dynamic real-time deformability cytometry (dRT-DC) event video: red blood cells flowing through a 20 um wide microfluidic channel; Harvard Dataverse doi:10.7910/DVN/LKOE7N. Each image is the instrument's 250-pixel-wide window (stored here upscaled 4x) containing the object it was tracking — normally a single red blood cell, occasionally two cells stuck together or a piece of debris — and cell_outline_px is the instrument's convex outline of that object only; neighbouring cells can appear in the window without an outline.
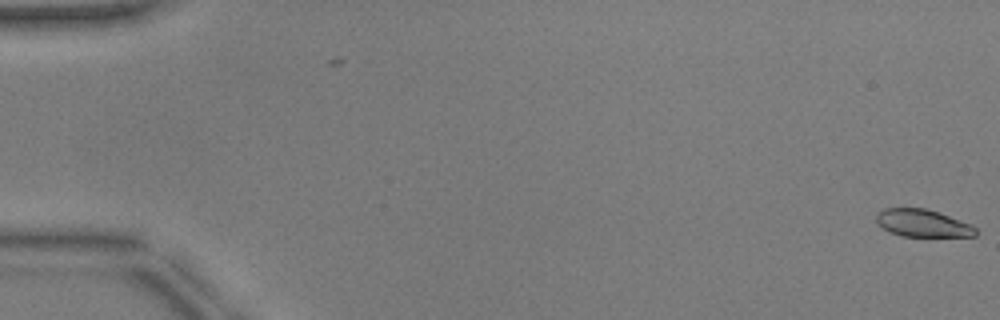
{"species": "common noctule bat (a hibernating species)", "species_latin": "Nyctalus noctula", "temperature_condition": "warm", "stored_images_in_passage": 52, "camera_frame_rate_fps": 3000, "um_per_image_px": 0.085, "animal": {"sex": "male", "body_mass_g": 17.9, "forearm_length_mm": 54.2}, "frame": {"image": 1, "passage_image": 1, "time_ms": 0.0, "image_size_px": [1000, 320], "cell_outline_px": [[976, 236], [900, 236], [888, 232], [876, 220], [876, 212], [884, 208], [924, 208], [972, 224], [976, 228]], "centroid_in_image_um": [78.4, 18.97], "position_along_channel_um": 6.6, "area_um2": 15.78}}
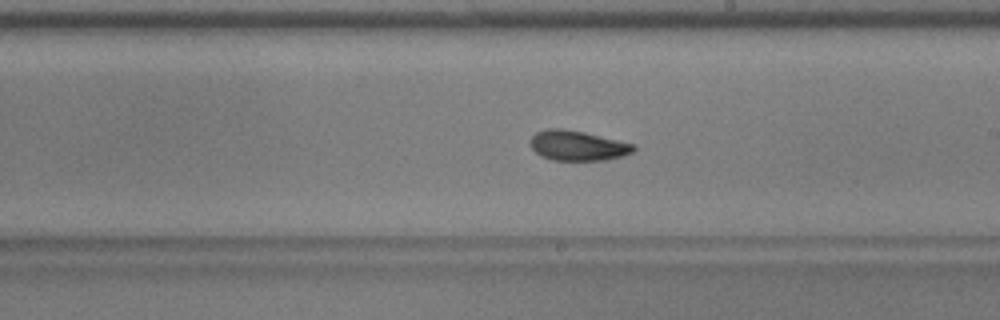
{"frame": {"image": 2, "passage_image": 31, "time_ms": 10.0, "image_size_px": [1000, 320], "cell_outline_px": [[636, 148], [632, 152], [624, 156], [608, 160], [552, 160], [540, 156], [532, 148], [532, 136], [536, 132], [548, 128], [560, 128], [584, 132], [636, 144]], "centroid_in_image_um": [49.14, 12.38], "position_along_channel_um": 239.9, "area_um2": 18.09}}
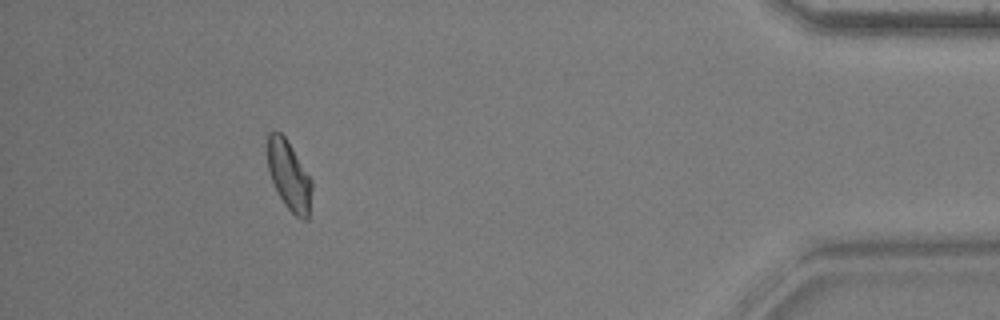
{"frame": {"image": 3, "passage_image": 48, "time_ms": 15.667, "image_size_px": [1000, 320], "cell_outline_px": [[312, 188], [308, 220], [300, 220], [284, 204], [272, 180], [268, 168], [264, 144], [268, 132], [280, 132], [284, 136], [312, 180]], "centroid_in_image_um": [24.53, 14.89], "position_along_channel_um": 410.7, "area_um2": 18.03}, "authors_computed_cell_mechanics": {"area_um2": 18.0914, "velocity_mm_per_s": 3.9468, "shape_relaxation_time_tau1_ms": 4.4151, "shape_relaxation_time_tau2_ms": 2.3773, "deformation_change_tau1": 0.1371, "deformation_change_tau2": 0.0733}}